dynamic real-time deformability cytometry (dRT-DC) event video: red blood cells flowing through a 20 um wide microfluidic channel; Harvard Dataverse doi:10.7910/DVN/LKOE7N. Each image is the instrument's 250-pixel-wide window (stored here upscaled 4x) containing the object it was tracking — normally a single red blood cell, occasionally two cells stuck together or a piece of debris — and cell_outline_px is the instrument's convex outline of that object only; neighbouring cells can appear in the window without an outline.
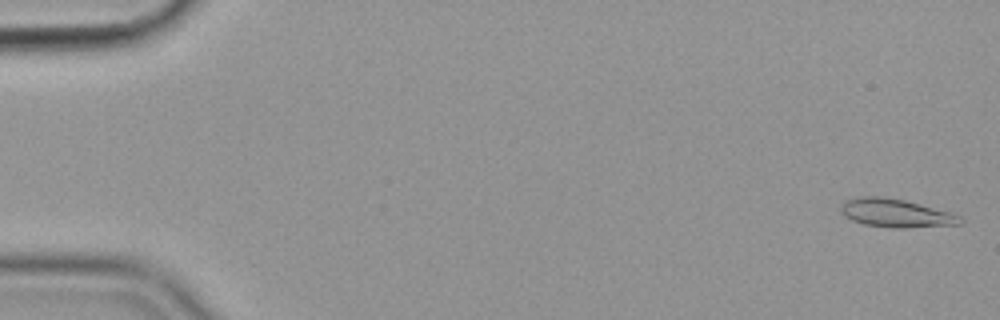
{"species": "common noctule bat (a hibernating species)", "species_latin": "Nyctalus noctula", "temperature_condition": "cold", "stored_images_in_passage": 57, "camera_frame_rate_fps": 3000, "um_per_image_px": 0.085, "animal": {"sex": "female", "body_mass_g": 19.9}, "frame": {"image": 1, "passage_image": 2, "time_ms": 0.333, "image_size_px": [1000, 320], "cell_outline_px": [[964, 220], [960, 224], [904, 228], [892, 228], [864, 224], [852, 220], [844, 216], [840, 212], [840, 208], [844, 200], [860, 196], [880, 196], [904, 200], [952, 212], [960, 216]], "centroid_in_image_um": [76.13, 18.11], "position_along_channel_um": 8.9, "area_um2": 19.83}}
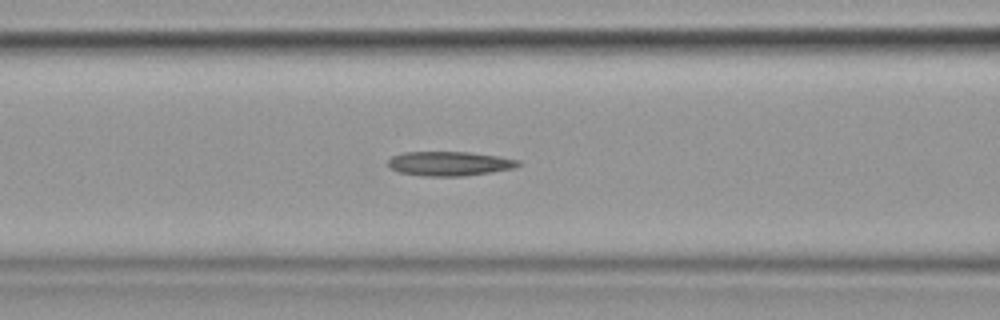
{"frame": {"image": 2, "passage_image": 24, "time_ms": 7.667, "image_size_px": [1000, 320], "cell_outline_px": [[520, 164], [516, 168], [492, 172], [464, 176], [424, 176], [400, 172], [392, 168], [388, 164], [388, 160], [392, 156], [404, 152], [472, 152], [500, 156], [520, 160]], "centroid_in_image_um": [38.26, 13.9], "position_along_channel_um": 128.3, "area_um2": 18.55}}
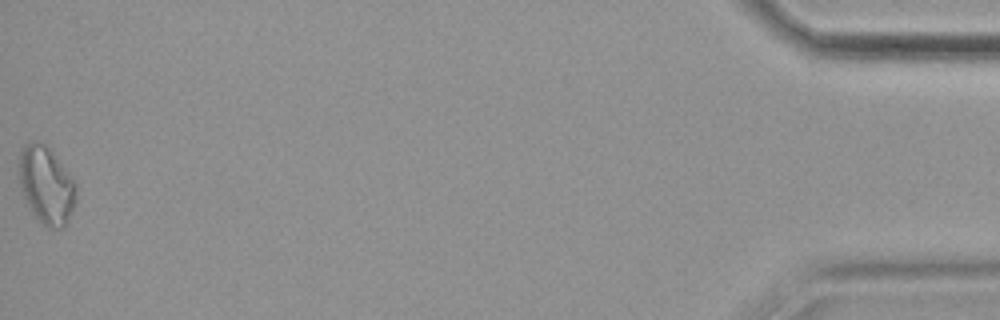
{"frame": {"image": 3, "passage_image": 57, "time_ms": 18.667, "image_size_px": [1000, 320], "cell_outline_px": [[76, 200], [64, 228], [48, 228], [32, 212], [20, 188], [16, 176], [16, 172], [20, 148], [24, 144], [32, 140], [40, 140], [48, 148], [76, 184]], "centroid_in_image_um": [3.86, 15.69], "position_along_channel_um": 431.3, "area_um2": 25.89}}